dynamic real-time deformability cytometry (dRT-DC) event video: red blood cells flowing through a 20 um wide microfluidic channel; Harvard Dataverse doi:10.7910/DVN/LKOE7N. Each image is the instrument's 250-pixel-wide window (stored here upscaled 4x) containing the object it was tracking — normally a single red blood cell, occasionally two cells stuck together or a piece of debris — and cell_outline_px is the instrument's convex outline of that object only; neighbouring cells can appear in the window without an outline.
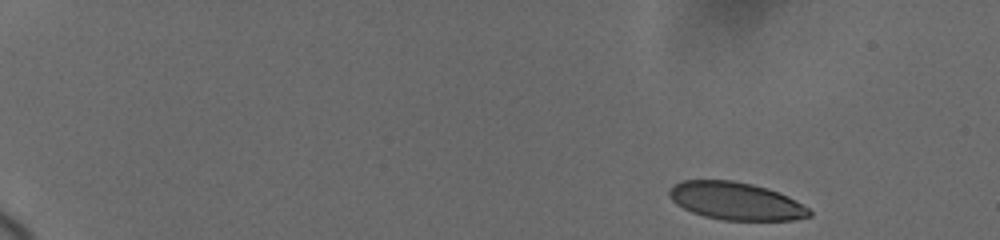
{"species": "human", "species_latin": "Homo sapiens", "temperature_condition": "cold", "stored_images_in_passage": 29, "camera_frame_rate_fps": 3000, "um_per_image_px": 0.085, "donor": {"sex": "female"}, "frame": {"image": 1, "passage_image": 1, "time_ms": 0.0, "image_size_px": [1000, 240], "cell_outline_px": [[812, 216], [792, 220], [724, 220], [704, 216], [692, 212], [676, 204], [672, 200], [668, 192], [668, 188], [672, 184], [684, 180], [732, 180], [752, 184], [768, 188], [788, 196], [808, 208], [812, 212]], "centroid_in_image_um": [62.53, 17.08], "position_along_channel_um": 22.5, "area_um2": 30.81}}
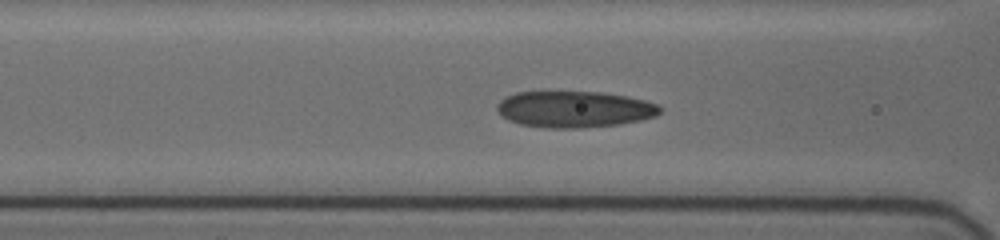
{"frame": {"image": 2, "passage_image": 17, "time_ms": 6.667, "image_size_px": [1000, 240], "cell_outline_px": [[660, 112], [656, 116], [640, 120], [620, 124], [580, 128], [544, 128], [520, 124], [508, 120], [496, 108], [496, 104], [504, 96], [516, 92], [600, 92], [624, 96], [644, 100], [656, 104], [660, 108]], "centroid_in_image_um": [48.78, 9.29], "position_along_channel_um": 117.8, "area_um2": 34.45}}
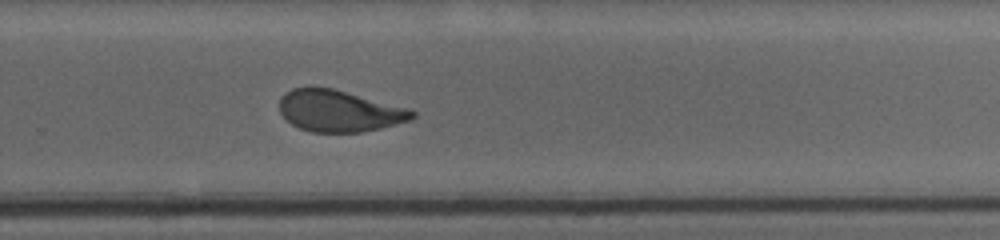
{"frame": {"image": 3, "passage_image": 29, "time_ms": 11.667, "image_size_px": [1000, 240], "cell_outline_px": [[416, 116], [412, 120], [364, 132], [312, 132], [300, 128], [292, 124], [280, 112], [280, 96], [292, 88], [332, 88], [408, 108], [416, 112]], "centroid_in_image_um": [28.85, 9.44], "position_along_channel_um": 301.0, "area_um2": 31.91}}